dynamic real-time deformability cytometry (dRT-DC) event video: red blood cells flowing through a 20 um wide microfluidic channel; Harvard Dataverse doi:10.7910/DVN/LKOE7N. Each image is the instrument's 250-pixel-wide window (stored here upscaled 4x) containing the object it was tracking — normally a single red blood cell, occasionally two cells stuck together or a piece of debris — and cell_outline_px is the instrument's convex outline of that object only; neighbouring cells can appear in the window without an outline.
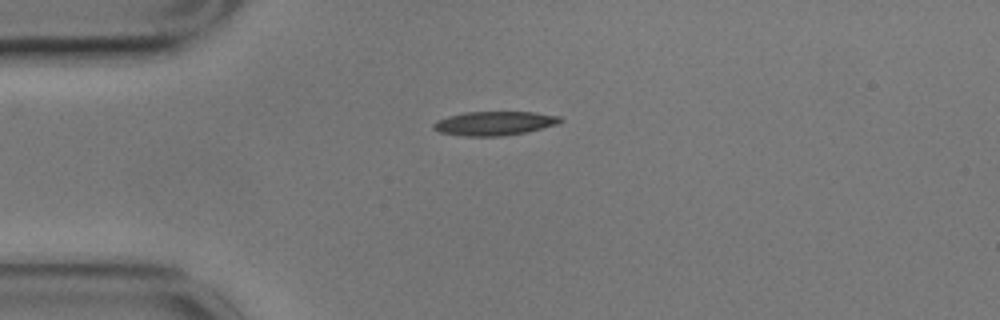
{"species": "common noctule bat (a hibernating species)", "species_latin": "Nyctalus noctula", "temperature_condition": "cold", "stored_images_in_passage": 45, "camera_frame_rate_fps": 3000, "um_per_image_px": 0.085, "animal": {"sex": "male", "body_mass_g": 17.9}, "frame": {"image": 1, "passage_image": 1, "time_ms": 0.0, "image_size_px": [1000, 320], "cell_outline_px": [[564, 120], [556, 124], [524, 132], [504, 136], [464, 136], [440, 132], [432, 128], [432, 124], [436, 120], [448, 116], [464, 112], [532, 112], [560, 116]], "centroid_in_image_um": [41.97, 10.48], "position_along_channel_um": 43.0, "area_um2": 17.63}}
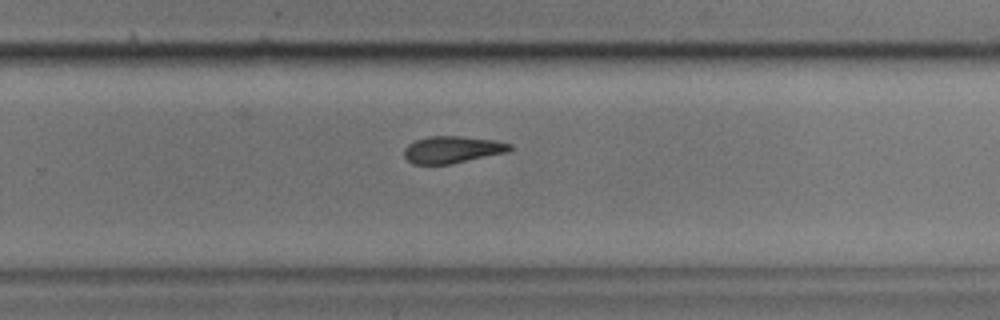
{"frame": {"image": 2, "passage_image": 24, "time_ms": 7.667, "image_size_px": [1000, 320], "cell_outline_px": [[512, 148], [508, 152], [452, 164], [412, 164], [404, 156], [404, 148], [408, 144], [416, 140], [428, 136], [460, 136], [496, 140], [512, 144]], "centroid_in_image_um": [38.46, 12.71], "position_along_channel_um": 291.3, "area_um2": 16.76}}
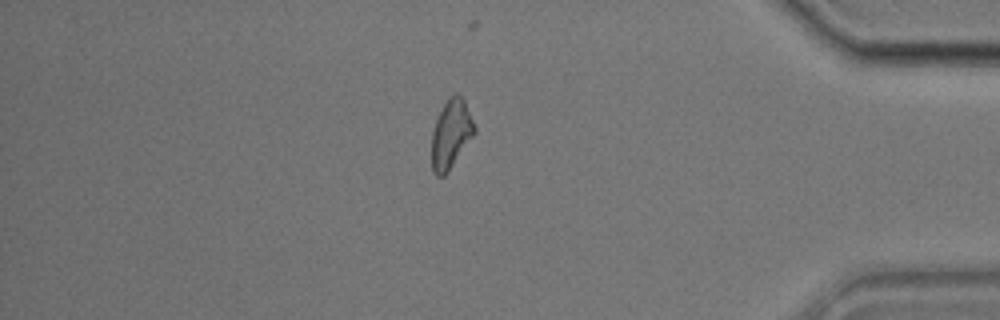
{"frame": {"image": 3, "passage_image": 36, "time_ms": 11.667, "image_size_px": [1000, 320], "cell_outline_px": [[476, 132], [448, 172], [444, 176], [436, 176], [432, 172], [432, 132], [436, 120], [448, 96], [456, 92], [464, 100], [476, 128]], "centroid_in_image_um": [38.33, 11.4], "position_along_channel_um": 396.9, "area_um2": 17.11}, "authors_computed_cell_mechanics": {"area_um2": 17.2822, "velocity_mm_per_s": 3.4892, "shape_relaxation_time_tau1_ms": null, "shape_relaxation_time_tau2_ms": 1.9027, "deformation_change_tau1": null, "deformation_change_tau2": 0.0852}}